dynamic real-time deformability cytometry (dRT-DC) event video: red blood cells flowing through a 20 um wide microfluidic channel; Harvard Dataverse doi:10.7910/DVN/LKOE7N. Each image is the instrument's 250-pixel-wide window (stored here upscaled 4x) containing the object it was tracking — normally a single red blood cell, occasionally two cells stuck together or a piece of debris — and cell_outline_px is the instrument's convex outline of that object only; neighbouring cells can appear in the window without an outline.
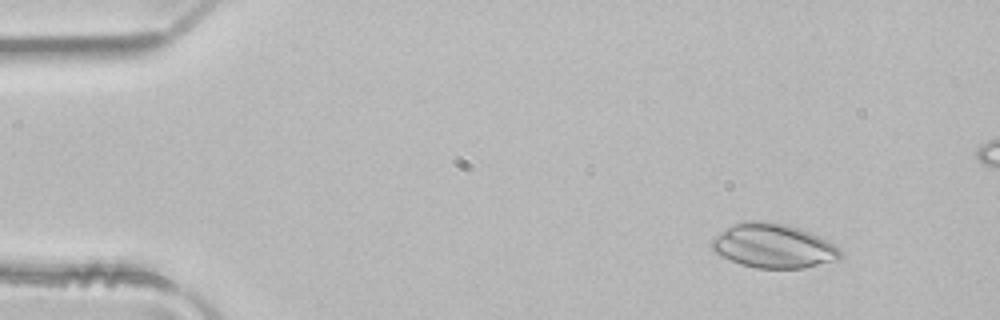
{"species": "common noctule bat (a hibernating species)", "species_latin": "Nyctalus noctula", "temperature_condition": "room temperature", "stored_images_in_passage": 3, "camera_frame_rate_fps": 3000, "um_per_image_px": 0.085, "animal": {"sex": "male", "body_mass_g": 21.5, "forearm_length_mm": 52.0}, "frame": {"image": 1, "passage_image": 1, "time_ms": 0.0, "image_size_px": [1000, 320], "cell_outline_px": [[840, 256], [836, 260], [804, 268], [756, 268], [740, 264], [712, 252], [712, 240], [716, 236], [728, 228], [744, 220], [768, 220], [788, 224], [800, 228], [840, 248]], "centroid_in_image_um": [65.7, 20.89], "position_along_channel_um": 19.3, "area_um2": 32.89}}